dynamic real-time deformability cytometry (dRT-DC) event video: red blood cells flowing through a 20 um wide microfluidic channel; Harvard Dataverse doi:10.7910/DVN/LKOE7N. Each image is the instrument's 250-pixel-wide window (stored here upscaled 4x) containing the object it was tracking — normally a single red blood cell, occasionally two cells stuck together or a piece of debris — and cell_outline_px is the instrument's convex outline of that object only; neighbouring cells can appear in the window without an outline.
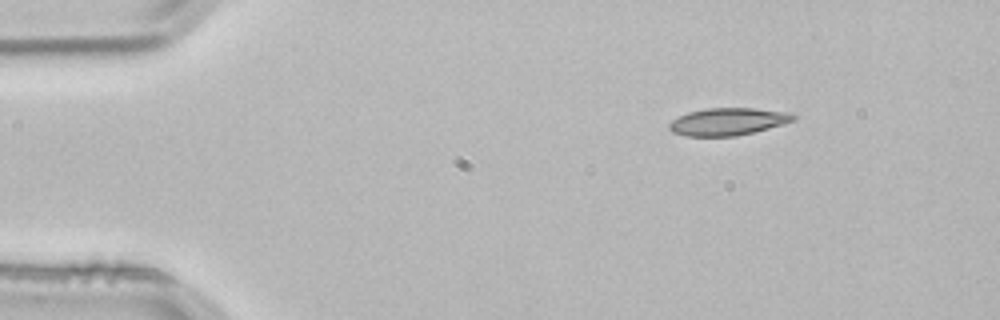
{"species": "common noctule bat (a hibernating species)", "species_latin": "Nyctalus noctula", "temperature_condition": "room temperature", "stored_images_in_passage": 5, "camera_frame_rate_fps": 3000, "um_per_image_px": 0.085, "animal": {"sex": "male", "body_mass_g": 21.5, "forearm_length_mm": 52.0}, "frame": {"image": 1, "passage_image": 5, "time_ms": 1.333, "image_size_px": [1000, 320], "cell_outline_px": [[796, 120], [768, 128], [736, 136], [684, 136], [672, 132], [668, 128], [668, 124], [672, 120], [688, 112], [708, 108], [752, 108], [792, 112], [796, 116]], "centroid_in_image_um": [61.87, 10.33], "position_along_channel_um": 23.1, "area_um2": 19.83}}